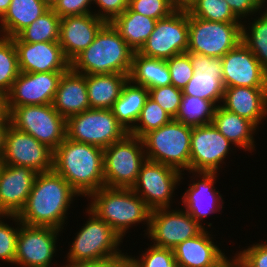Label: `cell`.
Instances as JSON below:
<instances>
[{"label": "cell", "instance_id": "1", "mask_svg": "<svg viewBox=\"0 0 267 267\" xmlns=\"http://www.w3.org/2000/svg\"><path fill=\"white\" fill-rule=\"evenodd\" d=\"M77 197L80 195L54 170L37 173L28 200L17 216L25 225L63 231L66 215Z\"/></svg>", "mask_w": 267, "mask_h": 267}, {"label": "cell", "instance_id": "2", "mask_svg": "<svg viewBox=\"0 0 267 267\" xmlns=\"http://www.w3.org/2000/svg\"><path fill=\"white\" fill-rule=\"evenodd\" d=\"M53 170L62 176L80 197H89L105 186L104 149L68 139L54 150Z\"/></svg>", "mask_w": 267, "mask_h": 267}, {"label": "cell", "instance_id": "3", "mask_svg": "<svg viewBox=\"0 0 267 267\" xmlns=\"http://www.w3.org/2000/svg\"><path fill=\"white\" fill-rule=\"evenodd\" d=\"M134 50L111 23L106 22L93 42L71 62L70 68L80 74L130 75Z\"/></svg>", "mask_w": 267, "mask_h": 267}, {"label": "cell", "instance_id": "4", "mask_svg": "<svg viewBox=\"0 0 267 267\" xmlns=\"http://www.w3.org/2000/svg\"><path fill=\"white\" fill-rule=\"evenodd\" d=\"M87 200L90 202L86 206L107 222L122 239L130 228L142 222L147 227L144 230L147 234L151 209L131 188L104 186L93 192Z\"/></svg>", "mask_w": 267, "mask_h": 267}, {"label": "cell", "instance_id": "5", "mask_svg": "<svg viewBox=\"0 0 267 267\" xmlns=\"http://www.w3.org/2000/svg\"><path fill=\"white\" fill-rule=\"evenodd\" d=\"M192 126L172 119L141 139L147 160L171 166L180 172L190 171Z\"/></svg>", "mask_w": 267, "mask_h": 267}, {"label": "cell", "instance_id": "6", "mask_svg": "<svg viewBox=\"0 0 267 267\" xmlns=\"http://www.w3.org/2000/svg\"><path fill=\"white\" fill-rule=\"evenodd\" d=\"M85 213L89 218L81 229L75 233V238L66 253V261L85 262L109 260L124 252L119 246L123 244L121 236L104 220L100 219L88 207Z\"/></svg>", "mask_w": 267, "mask_h": 267}, {"label": "cell", "instance_id": "7", "mask_svg": "<svg viewBox=\"0 0 267 267\" xmlns=\"http://www.w3.org/2000/svg\"><path fill=\"white\" fill-rule=\"evenodd\" d=\"M10 125L28 133L53 151L66 138V119L52 104L7 107Z\"/></svg>", "mask_w": 267, "mask_h": 267}, {"label": "cell", "instance_id": "8", "mask_svg": "<svg viewBox=\"0 0 267 267\" xmlns=\"http://www.w3.org/2000/svg\"><path fill=\"white\" fill-rule=\"evenodd\" d=\"M146 160L142 139L128 133L104 149L105 186L132 188Z\"/></svg>", "mask_w": 267, "mask_h": 267}, {"label": "cell", "instance_id": "9", "mask_svg": "<svg viewBox=\"0 0 267 267\" xmlns=\"http://www.w3.org/2000/svg\"><path fill=\"white\" fill-rule=\"evenodd\" d=\"M66 137L102 149L123 139L129 132L111 109H88L66 120Z\"/></svg>", "mask_w": 267, "mask_h": 267}, {"label": "cell", "instance_id": "10", "mask_svg": "<svg viewBox=\"0 0 267 267\" xmlns=\"http://www.w3.org/2000/svg\"><path fill=\"white\" fill-rule=\"evenodd\" d=\"M187 52L222 58L242 41V23L200 19L188 14Z\"/></svg>", "mask_w": 267, "mask_h": 267}, {"label": "cell", "instance_id": "11", "mask_svg": "<svg viewBox=\"0 0 267 267\" xmlns=\"http://www.w3.org/2000/svg\"><path fill=\"white\" fill-rule=\"evenodd\" d=\"M185 174L158 162L146 160L131 188L151 209L168 208Z\"/></svg>", "mask_w": 267, "mask_h": 267}, {"label": "cell", "instance_id": "12", "mask_svg": "<svg viewBox=\"0 0 267 267\" xmlns=\"http://www.w3.org/2000/svg\"><path fill=\"white\" fill-rule=\"evenodd\" d=\"M188 35V12L186 9H177L169 17L156 21L153 32L138 53L167 60L187 52Z\"/></svg>", "mask_w": 267, "mask_h": 267}, {"label": "cell", "instance_id": "13", "mask_svg": "<svg viewBox=\"0 0 267 267\" xmlns=\"http://www.w3.org/2000/svg\"><path fill=\"white\" fill-rule=\"evenodd\" d=\"M204 229L184 209L168 207L151 210L146 235L152 245L173 249L183 241L197 236Z\"/></svg>", "mask_w": 267, "mask_h": 267}, {"label": "cell", "instance_id": "14", "mask_svg": "<svg viewBox=\"0 0 267 267\" xmlns=\"http://www.w3.org/2000/svg\"><path fill=\"white\" fill-rule=\"evenodd\" d=\"M61 232L63 231L52 227L29 226L20 222L14 265L17 264V267H52L56 264L60 266L53 258L58 251L56 244Z\"/></svg>", "mask_w": 267, "mask_h": 267}, {"label": "cell", "instance_id": "15", "mask_svg": "<svg viewBox=\"0 0 267 267\" xmlns=\"http://www.w3.org/2000/svg\"><path fill=\"white\" fill-rule=\"evenodd\" d=\"M234 146L213 125L194 126L191 134L190 171L220 172ZM232 147V148H231ZM231 151V152H230Z\"/></svg>", "mask_w": 267, "mask_h": 267}, {"label": "cell", "instance_id": "16", "mask_svg": "<svg viewBox=\"0 0 267 267\" xmlns=\"http://www.w3.org/2000/svg\"><path fill=\"white\" fill-rule=\"evenodd\" d=\"M53 156L54 151L47 145L9 125L2 164L28 167L36 173H43L53 170Z\"/></svg>", "mask_w": 267, "mask_h": 267}, {"label": "cell", "instance_id": "17", "mask_svg": "<svg viewBox=\"0 0 267 267\" xmlns=\"http://www.w3.org/2000/svg\"><path fill=\"white\" fill-rule=\"evenodd\" d=\"M192 176L188 188L182 194L183 209L190 214L201 226L205 227V218L210 214L223 212V197L217 191L216 178L218 172L187 171ZM194 176V177H193ZM198 179H196V178ZM193 178V179H192ZM204 221V222H202ZM204 223V224H203Z\"/></svg>", "mask_w": 267, "mask_h": 267}, {"label": "cell", "instance_id": "18", "mask_svg": "<svg viewBox=\"0 0 267 267\" xmlns=\"http://www.w3.org/2000/svg\"><path fill=\"white\" fill-rule=\"evenodd\" d=\"M65 72H20L5 96L6 107L52 104L60 78Z\"/></svg>", "mask_w": 267, "mask_h": 267}, {"label": "cell", "instance_id": "19", "mask_svg": "<svg viewBox=\"0 0 267 267\" xmlns=\"http://www.w3.org/2000/svg\"><path fill=\"white\" fill-rule=\"evenodd\" d=\"M221 60L225 88H267V70L242 41Z\"/></svg>", "mask_w": 267, "mask_h": 267}, {"label": "cell", "instance_id": "20", "mask_svg": "<svg viewBox=\"0 0 267 267\" xmlns=\"http://www.w3.org/2000/svg\"><path fill=\"white\" fill-rule=\"evenodd\" d=\"M189 57L194 74L182 89L183 95L203 98L217 107L225 91L221 58L190 52Z\"/></svg>", "mask_w": 267, "mask_h": 267}, {"label": "cell", "instance_id": "21", "mask_svg": "<svg viewBox=\"0 0 267 267\" xmlns=\"http://www.w3.org/2000/svg\"><path fill=\"white\" fill-rule=\"evenodd\" d=\"M12 39L17 49L20 72L67 71L70 68L58 41L27 43L17 37Z\"/></svg>", "mask_w": 267, "mask_h": 267}, {"label": "cell", "instance_id": "22", "mask_svg": "<svg viewBox=\"0 0 267 267\" xmlns=\"http://www.w3.org/2000/svg\"><path fill=\"white\" fill-rule=\"evenodd\" d=\"M37 173L28 167L0 163V209L18 215L24 208Z\"/></svg>", "mask_w": 267, "mask_h": 267}, {"label": "cell", "instance_id": "23", "mask_svg": "<svg viewBox=\"0 0 267 267\" xmlns=\"http://www.w3.org/2000/svg\"><path fill=\"white\" fill-rule=\"evenodd\" d=\"M105 23L94 13L61 18L58 42L65 58L71 62L85 50Z\"/></svg>", "mask_w": 267, "mask_h": 267}, {"label": "cell", "instance_id": "24", "mask_svg": "<svg viewBox=\"0 0 267 267\" xmlns=\"http://www.w3.org/2000/svg\"><path fill=\"white\" fill-rule=\"evenodd\" d=\"M220 106L251 121L259 129L267 117V88L227 87Z\"/></svg>", "mask_w": 267, "mask_h": 267}, {"label": "cell", "instance_id": "25", "mask_svg": "<svg viewBox=\"0 0 267 267\" xmlns=\"http://www.w3.org/2000/svg\"><path fill=\"white\" fill-rule=\"evenodd\" d=\"M211 231L206 228L197 236L187 239L173 248L178 267H212L226 254L214 243Z\"/></svg>", "mask_w": 267, "mask_h": 267}, {"label": "cell", "instance_id": "26", "mask_svg": "<svg viewBox=\"0 0 267 267\" xmlns=\"http://www.w3.org/2000/svg\"><path fill=\"white\" fill-rule=\"evenodd\" d=\"M52 105L66 120L90 109L86 75L77 73L71 68L63 73Z\"/></svg>", "mask_w": 267, "mask_h": 267}, {"label": "cell", "instance_id": "27", "mask_svg": "<svg viewBox=\"0 0 267 267\" xmlns=\"http://www.w3.org/2000/svg\"><path fill=\"white\" fill-rule=\"evenodd\" d=\"M212 123L235 148L243 149L245 153L247 151L250 153L254 152V150L256 151L254 135L257 134L255 132L258 128L251 121L218 105L215 109Z\"/></svg>", "mask_w": 267, "mask_h": 267}, {"label": "cell", "instance_id": "28", "mask_svg": "<svg viewBox=\"0 0 267 267\" xmlns=\"http://www.w3.org/2000/svg\"><path fill=\"white\" fill-rule=\"evenodd\" d=\"M49 9L43 0H11L7 12L0 19V36L16 37Z\"/></svg>", "mask_w": 267, "mask_h": 267}, {"label": "cell", "instance_id": "29", "mask_svg": "<svg viewBox=\"0 0 267 267\" xmlns=\"http://www.w3.org/2000/svg\"><path fill=\"white\" fill-rule=\"evenodd\" d=\"M128 80V75L118 73L86 75L90 108L112 109Z\"/></svg>", "mask_w": 267, "mask_h": 267}, {"label": "cell", "instance_id": "30", "mask_svg": "<svg viewBox=\"0 0 267 267\" xmlns=\"http://www.w3.org/2000/svg\"><path fill=\"white\" fill-rule=\"evenodd\" d=\"M155 19L133 12L129 7L110 23L126 43L138 52L154 30Z\"/></svg>", "mask_w": 267, "mask_h": 267}, {"label": "cell", "instance_id": "31", "mask_svg": "<svg viewBox=\"0 0 267 267\" xmlns=\"http://www.w3.org/2000/svg\"><path fill=\"white\" fill-rule=\"evenodd\" d=\"M129 80L147 89L171 85L166 60L145 57L134 52Z\"/></svg>", "mask_w": 267, "mask_h": 267}, {"label": "cell", "instance_id": "32", "mask_svg": "<svg viewBox=\"0 0 267 267\" xmlns=\"http://www.w3.org/2000/svg\"><path fill=\"white\" fill-rule=\"evenodd\" d=\"M148 97L147 88L135 85L130 80L123 86L111 110L128 132L135 126Z\"/></svg>", "mask_w": 267, "mask_h": 267}, {"label": "cell", "instance_id": "33", "mask_svg": "<svg viewBox=\"0 0 267 267\" xmlns=\"http://www.w3.org/2000/svg\"><path fill=\"white\" fill-rule=\"evenodd\" d=\"M258 14L254 15L255 18H248L249 23L246 19L242 21L241 39L255 55L258 62L267 70V9H261Z\"/></svg>", "mask_w": 267, "mask_h": 267}, {"label": "cell", "instance_id": "34", "mask_svg": "<svg viewBox=\"0 0 267 267\" xmlns=\"http://www.w3.org/2000/svg\"><path fill=\"white\" fill-rule=\"evenodd\" d=\"M61 18L50 8L16 37L27 43L59 41Z\"/></svg>", "mask_w": 267, "mask_h": 267}, {"label": "cell", "instance_id": "35", "mask_svg": "<svg viewBox=\"0 0 267 267\" xmlns=\"http://www.w3.org/2000/svg\"><path fill=\"white\" fill-rule=\"evenodd\" d=\"M216 106L203 98L182 95L181 105L175 120L189 126L212 123Z\"/></svg>", "mask_w": 267, "mask_h": 267}, {"label": "cell", "instance_id": "36", "mask_svg": "<svg viewBox=\"0 0 267 267\" xmlns=\"http://www.w3.org/2000/svg\"><path fill=\"white\" fill-rule=\"evenodd\" d=\"M20 71L12 38L0 36V94L6 96Z\"/></svg>", "mask_w": 267, "mask_h": 267}, {"label": "cell", "instance_id": "37", "mask_svg": "<svg viewBox=\"0 0 267 267\" xmlns=\"http://www.w3.org/2000/svg\"><path fill=\"white\" fill-rule=\"evenodd\" d=\"M189 15L215 22L242 23L225 0H193L186 8Z\"/></svg>", "mask_w": 267, "mask_h": 267}, {"label": "cell", "instance_id": "38", "mask_svg": "<svg viewBox=\"0 0 267 267\" xmlns=\"http://www.w3.org/2000/svg\"><path fill=\"white\" fill-rule=\"evenodd\" d=\"M173 118L153 99L147 98L135 126L129 134L142 138L146 133L169 123Z\"/></svg>", "mask_w": 267, "mask_h": 267}, {"label": "cell", "instance_id": "39", "mask_svg": "<svg viewBox=\"0 0 267 267\" xmlns=\"http://www.w3.org/2000/svg\"><path fill=\"white\" fill-rule=\"evenodd\" d=\"M5 220L9 219L13 223L9 225ZM18 225V226H17ZM17 226V227H16ZM20 228V220L17 215H4L0 216V261L12 265L15 263V256L17 251V236Z\"/></svg>", "mask_w": 267, "mask_h": 267}, {"label": "cell", "instance_id": "40", "mask_svg": "<svg viewBox=\"0 0 267 267\" xmlns=\"http://www.w3.org/2000/svg\"><path fill=\"white\" fill-rule=\"evenodd\" d=\"M133 260L135 267H178L173 249L156 247L152 243Z\"/></svg>", "mask_w": 267, "mask_h": 267}, {"label": "cell", "instance_id": "41", "mask_svg": "<svg viewBox=\"0 0 267 267\" xmlns=\"http://www.w3.org/2000/svg\"><path fill=\"white\" fill-rule=\"evenodd\" d=\"M128 7L133 12L155 20L169 17L178 9L171 0H129Z\"/></svg>", "mask_w": 267, "mask_h": 267}, {"label": "cell", "instance_id": "42", "mask_svg": "<svg viewBox=\"0 0 267 267\" xmlns=\"http://www.w3.org/2000/svg\"><path fill=\"white\" fill-rule=\"evenodd\" d=\"M149 97L157 102L173 119L176 118L182 99V90L173 85L148 89Z\"/></svg>", "mask_w": 267, "mask_h": 267}, {"label": "cell", "instance_id": "43", "mask_svg": "<svg viewBox=\"0 0 267 267\" xmlns=\"http://www.w3.org/2000/svg\"><path fill=\"white\" fill-rule=\"evenodd\" d=\"M170 71L171 85L182 90L193 77V67L189 52L175 55L166 60Z\"/></svg>", "mask_w": 267, "mask_h": 267}, {"label": "cell", "instance_id": "44", "mask_svg": "<svg viewBox=\"0 0 267 267\" xmlns=\"http://www.w3.org/2000/svg\"><path fill=\"white\" fill-rule=\"evenodd\" d=\"M235 258L244 267H267V240L259 243L255 242L235 253Z\"/></svg>", "mask_w": 267, "mask_h": 267}, {"label": "cell", "instance_id": "45", "mask_svg": "<svg viewBox=\"0 0 267 267\" xmlns=\"http://www.w3.org/2000/svg\"><path fill=\"white\" fill-rule=\"evenodd\" d=\"M94 5L90 0H59L52 8L60 17L92 14L91 7Z\"/></svg>", "mask_w": 267, "mask_h": 267}, {"label": "cell", "instance_id": "46", "mask_svg": "<svg viewBox=\"0 0 267 267\" xmlns=\"http://www.w3.org/2000/svg\"><path fill=\"white\" fill-rule=\"evenodd\" d=\"M128 2L129 0H96L94 8L96 7L97 10L95 9L93 13L110 23L128 8Z\"/></svg>", "mask_w": 267, "mask_h": 267}, {"label": "cell", "instance_id": "47", "mask_svg": "<svg viewBox=\"0 0 267 267\" xmlns=\"http://www.w3.org/2000/svg\"><path fill=\"white\" fill-rule=\"evenodd\" d=\"M231 8L234 15L242 22L258 14L263 7L256 0H225Z\"/></svg>", "mask_w": 267, "mask_h": 267}, {"label": "cell", "instance_id": "48", "mask_svg": "<svg viewBox=\"0 0 267 267\" xmlns=\"http://www.w3.org/2000/svg\"><path fill=\"white\" fill-rule=\"evenodd\" d=\"M129 253L125 252L118 257L101 260V267H135L133 255H128Z\"/></svg>", "mask_w": 267, "mask_h": 267}, {"label": "cell", "instance_id": "49", "mask_svg": "<svg viewBox=\"0 0 267 267\" xmlns=\"http://www.w3.org/2000/svg\"><path fill=\"white\" fill-rule=\"evenodd\" d=\"M9 125H10L9 117H7L2 123H0V163L2 161L4 154L5 136Z\"/></svg>", "mask_w": 267, "mask_h": 267}, {"label": "cell", "instance_id": "50", "mask_svg": "<svg viewBox=\"0 0 267 267\" xmlns=\"http://www.w3.org/2000/svg\"><path fill=\"white\" fill-rule=\"evenodd\" d=\"M64 264L63 265L61 264V266L59 267H101V260L100 261H85V262L65 261Z\"/></svg>", "mask_w": 267, "mask_h": 267}, {"label": "cell", "instance_id": "51", "mask_svg": "<svg viewBox=\"0 0 267 267\" xmlns=\"http://www.w3.org/2000/svg\"><path fill=\"white\" fill-rule=\"evenodd\" d=\"M8 117V111L6 107V97L0 94V123H2Z\"/></svg>", "mask_w": 267, "mask_h": 267}, {"label": "cell", "instance_id": "52", "mask_svg": "<svg viewBox=\"0 0 267 267\" xmlns=\"http://www.w3.org/2000/svg\"><path fill=\"white\" fill-rule=\"evenodd\" d=\"M235 260V255L232 257H227L226 255L212 267H231L232 262Z\"/></svg>", "mask_w": 267, "mask_h": 267}, {"label": "cell", "instance_id": "53", "mask_svg": "<svg viewBox=\"0 0 267 267\" xmlns=\"http://www.w3.org/2000/svg\"><path fill=\"white\" fill-rule=\"evenodd\" d=\"M178 9H186L193 0H171Z\"/></svg>", "mask_w": 267, "mask_h": 267}, {"label": "cell", "instance_id": "54", "mask_svg": "<svg viewBox=\"0 0 267 267\" xmlns=\"http://www.w3.org/2000/svg\"><path fill=\"white\" fill-rule=\"evenodd\" d=\"M11 0H0V19L5 15L7 12Z\"/></svg>", "mask_w": 267, "mask_h": 267}, {"label": "cell", "instance_id": "55", "mask_svg": "<svg viewBox=\"0 0 267 267\" xmlns=\"http://www.w3.org/2000/svg\"><path fill=\"white\" fill-rule=\"evenodd\" d=\"M49 8H53L59 0H43Z\"/></svg>", "mask_w": 267, "mask_h": 267}, {"label": "cell", "instance_id": "56", "mask_svg": "<svg viewBox=\"0 0 267 267\" xmlns=\"http://www.w3.org/2000/svg\"><path fill=\"white\" fill-rule=\"evenodd\" d=\"M231 267H244L236 258L232 262Z\"/></svg>", "mask_w": 267, "mask_h": 267}, {"label": "cell", "instance_id": "57", "mask_svg": "<svg viewBox=\"0 0 267 267\" xmlns=\"http://www.w3.org/2000/svg\"><path fill=\"white\" fill-rule=\"evenodd\" d=\"M263 8L267 6V0H256Z\"/></svg>", "mask_w": 267, "mask_h": 267}, {"label": "cell", "instance_id": "58", "mask_svg": "<svg viewBox=\"0 0 267 267\" xmlns=\"http://www.w3.org/2000/svg\"><path fill=\"white\" fill-rule=\"evenodd\" d=\"M6 215L1 209H0V216Z\"/></svg>", "mask_w": 267, "mask_h": 267}]
</instances>
